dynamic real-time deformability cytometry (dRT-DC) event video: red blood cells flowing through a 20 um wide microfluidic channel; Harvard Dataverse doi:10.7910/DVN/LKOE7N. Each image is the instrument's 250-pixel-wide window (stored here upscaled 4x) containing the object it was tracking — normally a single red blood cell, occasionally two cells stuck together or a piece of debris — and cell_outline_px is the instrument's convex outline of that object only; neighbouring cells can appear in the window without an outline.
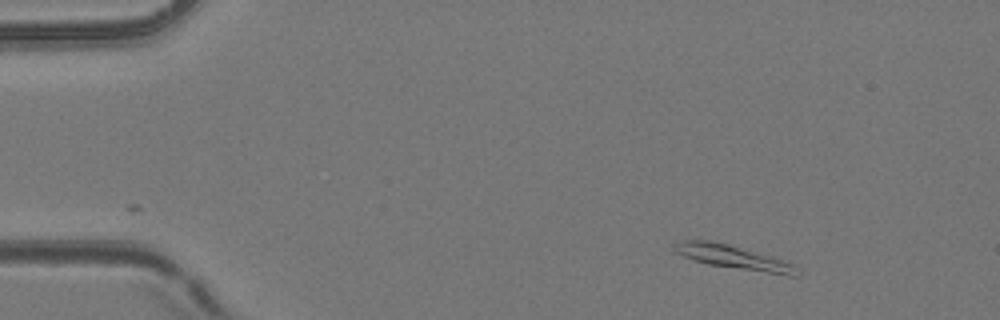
{"species": "common noctule bat (a hibernating species)", "species_latin": "Nyctalus noctula", "temperature_condition": "room temperature", "stored_images_in_passage": 2, "camera_frame_rate_fps": 3000, "um_per_image_px": 0.085, "animal": {"sex": "female", "body_mass_g": 24.6, "forearm_length_mm": 56.2}, "frame": {"image": 1, "passage_image": 2, "time_ms": 0.333, "image_size_px": [1000, 320], "cell_outline_px": [[800, 272], [796, 276], [788, 276], [708, 264], [684, 256], [676, 252], [672, 248], [672, 244], [680, 240], [708, 240], [728, 244], [768, 256], [792, 264]], "centroid_in_image_um": [62.28, 21.86], "position_along_channel_um": 22.7, "area_um2": 16.59}}